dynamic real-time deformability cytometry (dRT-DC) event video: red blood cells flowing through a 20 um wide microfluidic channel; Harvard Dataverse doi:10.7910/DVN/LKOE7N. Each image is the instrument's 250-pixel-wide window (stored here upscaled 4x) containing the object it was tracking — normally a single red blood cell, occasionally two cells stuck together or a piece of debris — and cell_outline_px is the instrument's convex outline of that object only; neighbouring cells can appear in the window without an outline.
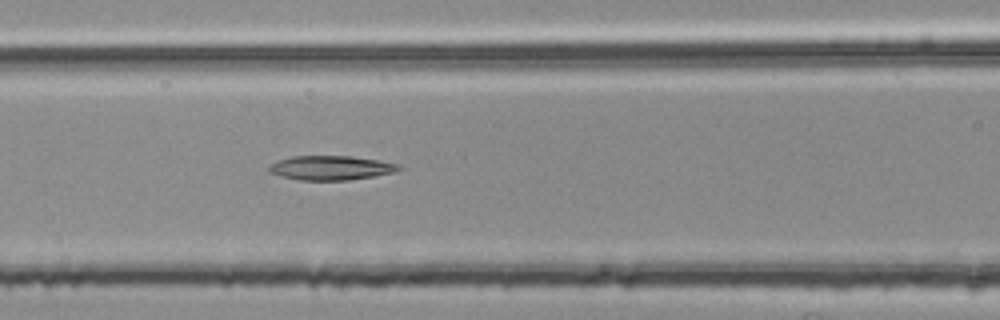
{"species": "common noctule bat (a hibernating species)", "species_latin": "Nyctalus noctula", "temperature_condition": "room temperature", "stored_images_in_passage": 45, "segment_of_instrument_passage": [2, 2], "camera_frame_rate_fps": 3000, "um_per_image_px": 0.085, "animal": {"sex": "female", "body_mass_g": 25.1}, "frame": {"image": 1, "passage_image": 23, "time_ms": 7.333, "image_size_px": [1000, 320], "cell_outline_px": [[404, 168], [396, 172], [348, 180], [300, 180], [268, 172], [268, 164], [276, 160], [292, 156], [352, 156], [380, 160], [400, 164]], "centroid_in_image_um": [28.14, 14.25], "position_along_channel_um": 138.5, "area_um2": 18.55}}
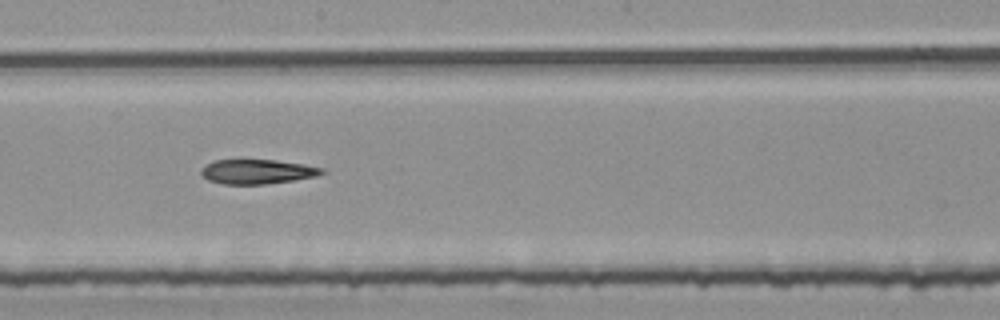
{"frame": {"image": 2, "passage_image": 30, "time_ms": 9.667, "image_size_px": [1000, 320], "cell_outline_px": [[324, 172], [316, 176], [292, 180], [264, 184], [224, 184], [208, 180], [200, 172], [212, 160], [276, 160], [304, 164], [324, 168]], "centroid_in_image_um": [21.88, 14.58], "position_along_channel_um": 226.3, "area_um2": 16.99}}
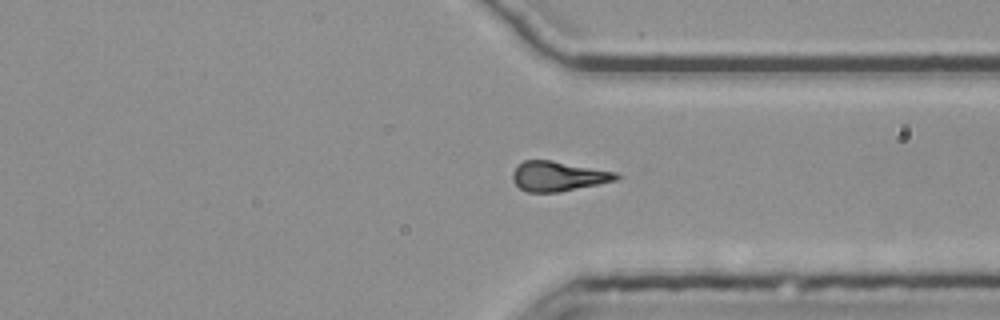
{"frame": {"image": 3, "passage_image": 41, "time_ms": 13.333, "image_size_px": [1000, 320], "cell_outline_px": [[620, 176], [616, 180], [556, 192], [528, 192], [520, 188], [512, 180], [512, 172], [516, 164], [524, 160], [552, 160], [616, 172]], "centroid_in_image_um": [47.38, 14.96], "position_along_channel_um": 364.0, "area_um2": 17.86}}